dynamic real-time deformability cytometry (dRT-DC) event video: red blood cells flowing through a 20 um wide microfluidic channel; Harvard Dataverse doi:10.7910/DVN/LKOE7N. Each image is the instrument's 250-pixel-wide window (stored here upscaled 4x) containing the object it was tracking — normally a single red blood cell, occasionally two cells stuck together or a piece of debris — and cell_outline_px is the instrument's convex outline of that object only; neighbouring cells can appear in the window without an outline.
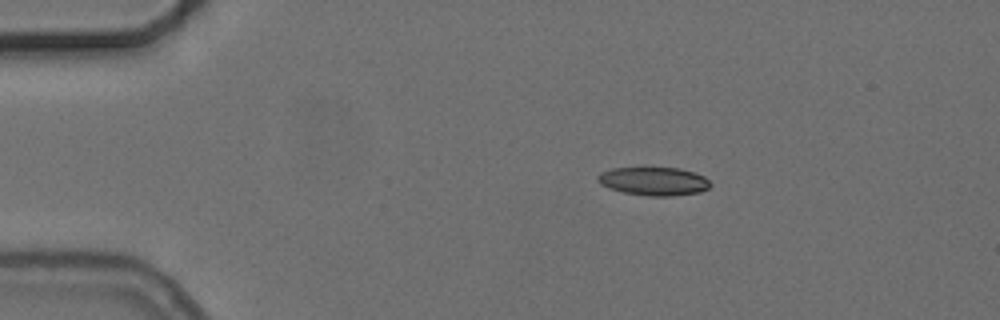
{"species": "common noctule bat (a hibernating species)", "species_latin": "Nyctalus noctula", "temperature_condition": "cold", "stored_images_in_passage": 46, "camera_frame_rate_fps": 3000, "um_per_image_px": 0.085, "animal": {"sex": "female", "body_mass_g": 24.6, "forearm_length_mm": 56.2}, "frame": {"image": 1, "passage_image": 1, "time_ms": 0.0, "image_size_px": [1000, 320], "cell_outline_px": [[712, 184], [708, 188], [700, 192], [672, 196], [648, 196], [624, 192], [608, 188], [600, 184], [596, 180], [596, 176], [600, 172], [612, 168], [644, 164], [680, 168], [704, 176]], "centroid_in_image_um": [55.51, 15.34], "position_along_channel_um": 29.5, "area_um2": 19.65}}
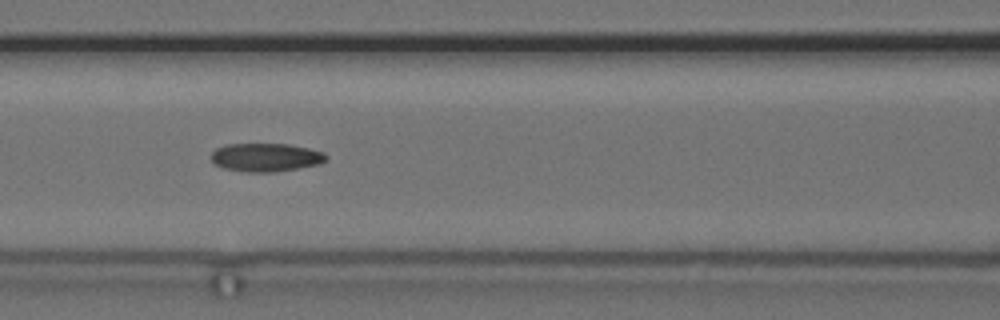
{"frame": {"image": 2, "passage_image": 15, "time_ms": 4.667, "image_size_px": [1000, 320], "cell_outline_px": [[328, 160], [320, 164], [276, 172], [248, 172], [224, 168], [216, 164], [212, 160], [212, 152], [216, 148], [224, 144], [288, 144], [308, 148], [324, 152], [328, 156]], "centroid_in_image_um": [22.63, 13.37], "position_along_channel_um": 144.0, "area_um2": 19.07}}
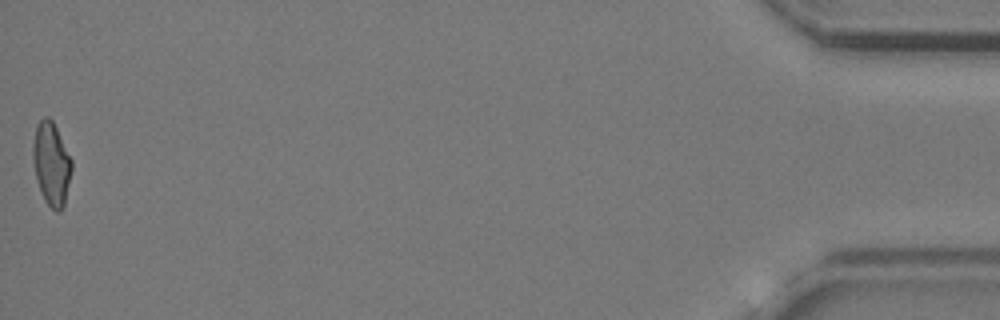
{"frame": {"image": 3, "passage_image": 46, "time_ms": 15.0, "image_size_px": [1000, 320], "cell_outline_px": [[72, 168], [64, 204], [60, 212], [56, 212], [44, 200], [36, 180], [32, 156], [32, 144], [36, 124], [44, 116], [48, 116], [52, 120], [72, 160]], "centroid_in_image_um": [4.34, 13.9], "position_along_channel_um": 430.9, "area_um2": 18.79}, "authors_computed_cell_mechanics": {"area_um2": 19.074, "velocity_mm_per_s": 3.7332, "shape_relaxation_time_tau1_ms": 8.0902, "shape_relaxation_time_tau2_ms": 5.8889, "deformation_change_tau1": 0.1546, "deformation_change_tau2": 0.1427}}